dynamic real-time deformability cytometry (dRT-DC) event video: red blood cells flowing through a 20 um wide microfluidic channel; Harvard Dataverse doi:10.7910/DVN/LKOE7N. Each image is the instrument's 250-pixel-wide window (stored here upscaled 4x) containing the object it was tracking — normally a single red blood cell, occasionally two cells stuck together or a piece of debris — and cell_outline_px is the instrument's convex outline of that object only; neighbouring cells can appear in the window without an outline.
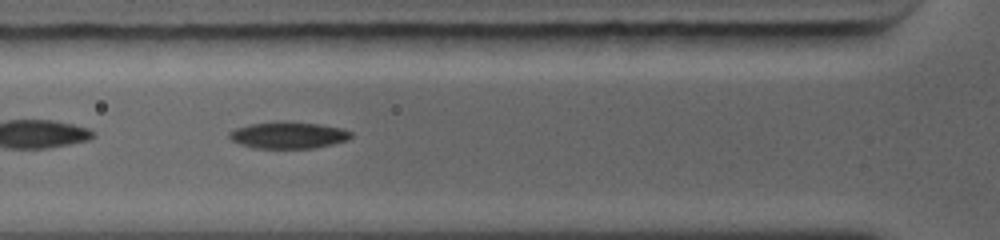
{"species": "common noctule bat (a hibernating species)", "species_latin": "Nyctalus noctula", "temperature_condition": "warm", "stored_images_in_passage": 30, "camera_frame_rate_fps": 5000, "um_per_image_px": 0.085, "animal": {"sex": "female", "body_mass_g": 19.0, "forearm_length_mm": 56.7}, "frame": {"image": 1, "passage_image": 5, "time_ms": 1.2, "image_size_px": [1000, 240], "cell_outline_px": [[352, 136], [348, 140], [316, 148], [252, 148], [240, 144], [232, 140], [228, 136], [228, 132], [236, 128], [248, 124], [280, 120], [288, 120], [320, 124], [340, 128], [352, 132]], "centroid_in_image_um": [24.49, 11.47], "position_along_channel_um": 101.3, "area_um2": 19.31}}
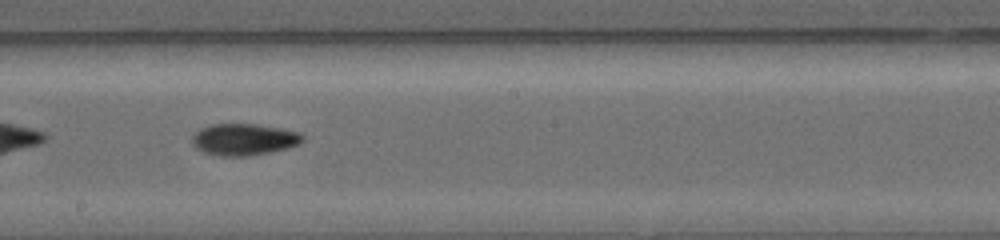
{"frame": {"image": 2, "passage_image": 13, "time_ms": 4.0, "image_size_px": [1000, 240], "cell_outline_px": [[304, 140], [288, 148], [248, 156], [216, 156], [204, 152], [196, 148], [192, 144], [192, 136], [200, 128], [208, 124], [256, 124], [280, 128], [300, 132], [304, 136]], "centroid_in_image_um": [20.7, 11.85], "position_along_channel_um": 227.5, "area_um2": 20.46}, "authors_computed_cell_mechanics": {"area_um2": 19.5942, "velocity_mm_per_s": 4.5212, "shape_relaxation_time_tau1_ms": null, "shape_relaxation_time_tau2_ms": 9.9809, "deformation_change_tau1": null, "deformation_change_tau2": 0.1577}}